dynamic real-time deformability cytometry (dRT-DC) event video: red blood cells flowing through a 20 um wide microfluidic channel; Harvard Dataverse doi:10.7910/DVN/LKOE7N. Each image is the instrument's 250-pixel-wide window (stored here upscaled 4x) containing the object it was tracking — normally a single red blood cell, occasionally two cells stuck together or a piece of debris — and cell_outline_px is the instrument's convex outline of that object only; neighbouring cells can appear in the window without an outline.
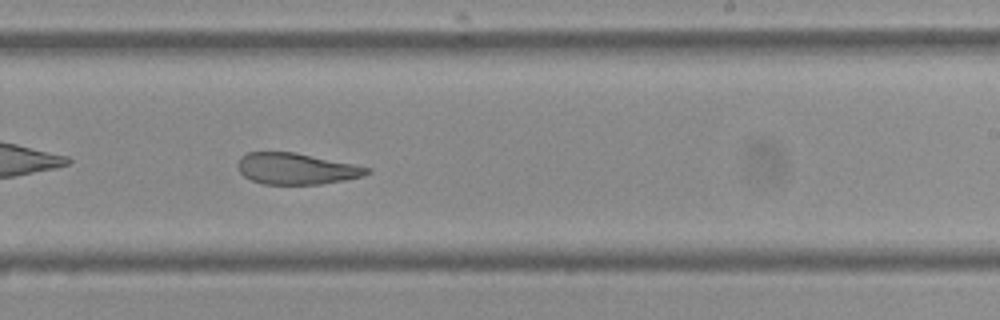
{"species": "Egyptian fruit bat (a non-hibernating species)", "species_latin": "Rousettus aegyptiacus", "temperature_condition": "cold", "stored_images_in_passage": 53, "camera_frame_rate_fps": 3000, "um_per_image_px": 0.085, "frame": {"image": 1, "passage_image": 31, "time_ms": 10.0, "image_size_px": [1000, 320], "cell_outline_px": [[372, 172], [364, 176], [344, 180], [320, 184], [264, 184], [252, 180], [244, 176], [236, 168], [236, 164], [240, 156], [248, 152], [296, 152], [372, 168]], "centroid_in_image_um": [25.18, 14.33], "position_along_channel_um": 263.8, "area_um2": 23.7}}
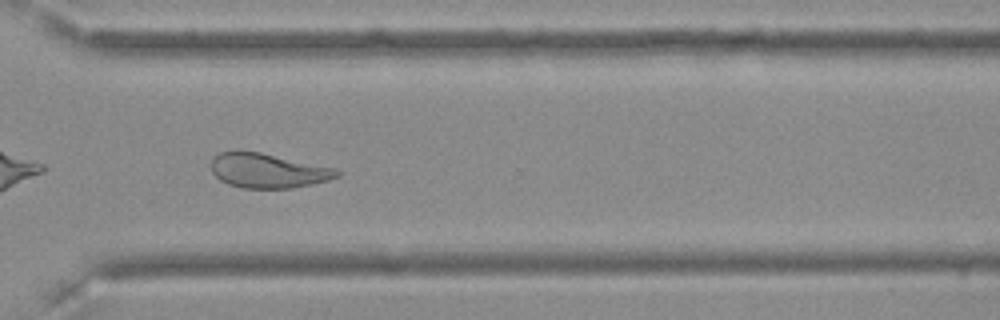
{"frame": {"image": 2, "passage_image": 38, "time_ms": 12.333, "image_size_px": [1000, 320], "cell_outline_px": [[340, 176], [328, 180], [312, 184], [292, 188], [244, 188], [228, 184], [220, 180], [212, 172], [212, 160], [220, 152], [236, 148], [260, 152], [332, 168], [340, 172]], "centroid_in_image_um": [22.71, 14.49], "position_along_channel_um": 347.9, "area_um2": 25.32}, "authors_computed_cell_mechanics": {"area_um2": 28.033, "velocity_mm_per_s": 3.6008, "shape_relaxation_time_tau1_ms": null, "shape_relaxation_time_tau2_ms": 2.5791, "deformation_change_tau1": null, "deformation_change_tau2": 0.1005}}